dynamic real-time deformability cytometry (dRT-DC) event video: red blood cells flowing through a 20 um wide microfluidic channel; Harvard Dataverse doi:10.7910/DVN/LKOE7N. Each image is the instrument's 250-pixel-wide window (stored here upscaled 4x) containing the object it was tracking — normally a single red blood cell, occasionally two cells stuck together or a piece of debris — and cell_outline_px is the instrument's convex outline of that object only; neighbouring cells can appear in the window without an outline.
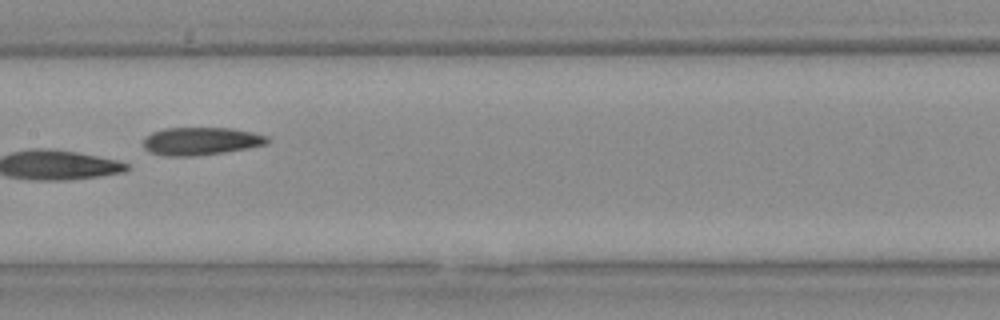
{"species": "Egyptian fruit bat (a non-hibernating species)", "species_latin": "Rousettus aegyptiacus", "temperature_condition": "warm", "stored_images_in_passage": 28, "camera_frame_rate_fps": 3000, "um_per_image_px": 0.085, "animal": {"sex": "female"}, "frame": {"image": 1, "passage_image": 13, "time_ms": 4.0, "image_size_px": [1000, 320], "cell_outline_px": [[272, 140], [268, 144], [248, 148], [220, 152], [188, 156], [168, 156], [152, 152], [144, 148], [144, 140], [152, 132], [164, 128], [232, 128], [252, 132], [268, 136]], "centroid_in_image_um": [17.13, 11.98], "position_along_channel_um": 190.3, "area_um2": 19.88}}
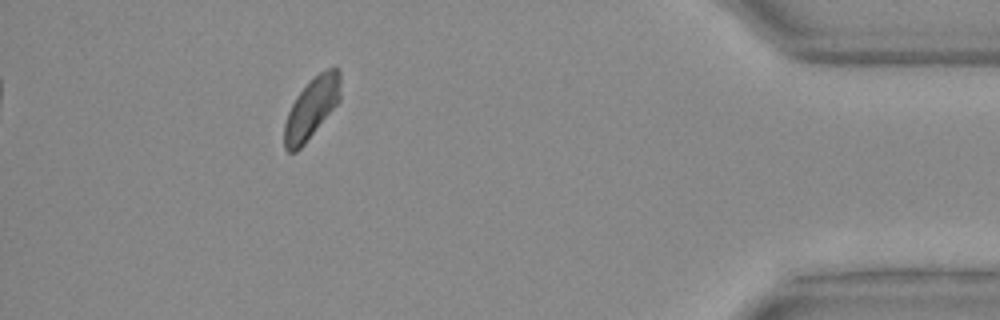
{"frame": {"image": 2, "passage_image": 28, "time_ms": 9.0, "image_size_px": [1000, 320], "cell_outline_px": [[340, 100], [304, 144], [296, 152], [288, 152], [284, 148], [284, 124], [288, 112], [296, 96], [320, 72], [328, 68], [336, 68], [340, 72]], "centroid_in_image_um": [26.47, 9.22], "position_along_channel_um": 408.7, "area_um2": 19.42}}